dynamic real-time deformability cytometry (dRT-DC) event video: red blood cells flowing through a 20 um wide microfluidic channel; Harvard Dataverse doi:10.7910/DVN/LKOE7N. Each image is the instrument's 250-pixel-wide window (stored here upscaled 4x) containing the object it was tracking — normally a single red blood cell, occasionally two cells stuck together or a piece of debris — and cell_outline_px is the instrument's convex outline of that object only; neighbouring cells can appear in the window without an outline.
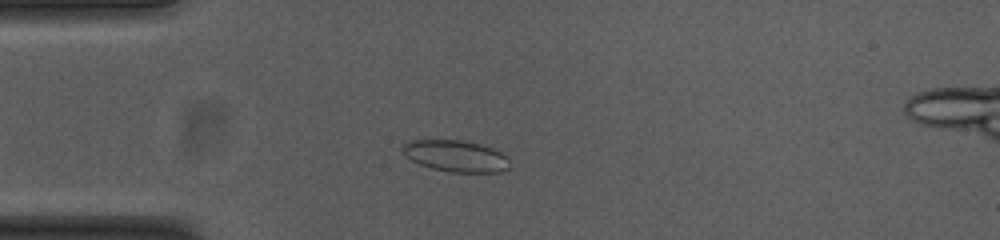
{"species": "common noctule bat (a hibernating species)", "species_latin": "Nyctalus noctula", "temperature_condition": "cold", "stored_images_in_passage": 50, "camera_frame_rate_fps": 3000, "um_per_image_px": 0.085, "animal": {"sex": "female", "body_mass_g": 23.0, "forearm_length_mm": 53.4}, "frame": {"image": 1, "passage_image": 10, "time_ms": 3.0, "image_size_px": [1000, 240], "cell_outline_px": [[508, 168], [504, 172], [452, 172], [432, 168], [420, 164], [404, 156], [400, 148], [408, 140], [464, 140], [480, 144], [492, 148], [500, 152], [508, 160]], "centroid_in_image_um": [38.7, 13.25], "position_along_channel_um": 46.3, "area_um2": 19.65}}
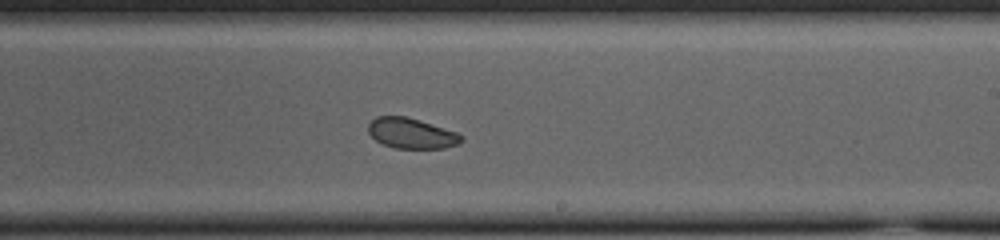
{"frame": {"image": 2, "passage_image": 28, "time_ms": 9.0, "image_size_px": [1000, 240], "cell_outline_px": [[464, 140], [460, 144], [444, 148], [392, 148], [376, 140], [368, 132], [368, 124], [376, 116], [404, 116], [456, 132], [464, 136]], "centroid_in_image_um": [34.98, 11.34], "position_along_channel_um": 254.0, "area_um2": 16.36}}
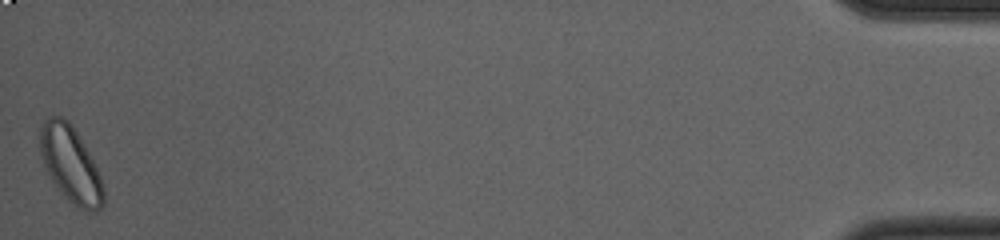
{"frame": {"image": 3, "passage_image": 50, "time_ms": 16.333, "image_size_px": [1000, 240], "cell_outline_px": [[104, 204], [96, 212], [88, 212], [80, 208], [64, 196], [52, 180], [44, 164], [40, 152], [40, 128], [44, 120], [48, 116], [60, 116], [68, 120], [76, 132], [88, 152], [100, 176], [104, 188]], "centroid_in_image_um": [6.0, 13.97], "position_along_channel_um": 429.2, "area_um2": 27.63}, "authors_computed_cell_mechanics": {"area_um2": 19.0451, "velocity_mm_per_s": 3.7231, "shape_relaxation_time_tau1_ms": 3.4211, "shape_relaxation_time_tau2_ms": 3.1551, "deformation_change_tau1": 0.0521, "deformation_change_tau2": 0.0542}}